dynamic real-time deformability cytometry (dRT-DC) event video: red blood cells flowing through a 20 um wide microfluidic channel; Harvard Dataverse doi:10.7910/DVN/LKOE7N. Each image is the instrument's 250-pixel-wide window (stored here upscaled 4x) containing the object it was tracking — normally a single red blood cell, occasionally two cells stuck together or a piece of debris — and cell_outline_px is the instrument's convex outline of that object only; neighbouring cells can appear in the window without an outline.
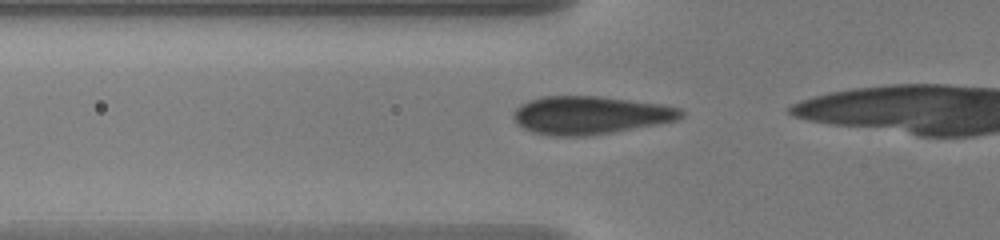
{"species": "human", "species_latin": "Homo sapiens", "temperature_condition": "warm", "stored_images_in_passage": 11, "camera_frame_rate_fps": 3000, "um_per_image_px": 0.085, "donor": {"sex": "male"}, "frame": {"image": 1, "passage_image": 5, "time_ms": 1.333, "image_size_px": [1000, 240], "cell_outline_px": [[684, 116], [676, 120], [656, 124], [612, 132], [584, 136], [556, 136], [532, 132], [516, 124], [512, 116], [512, 112], [520, 104], [528, 100], [540, 96], [600, 96], [664, 104], [680, 108], [684, 112]], "centroid_in_image_um": [50.13, 9.77], "position_along_channel_um": 75.7, "area_um2": 37.34}}
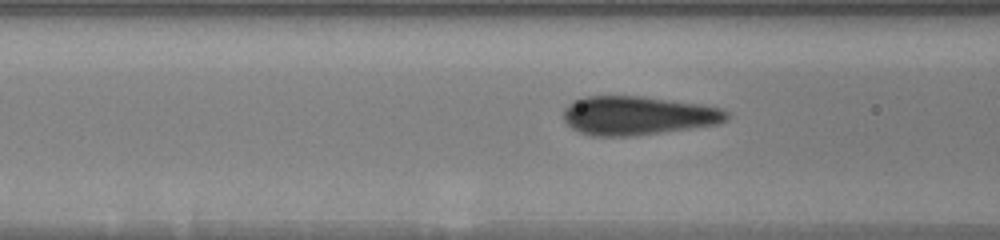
{"frame": {"image": 2, "passage_image": 8, "time_ms": 2.333, "image_size_px": [1000, 240], "cell_outline_px": [[732, 112], [728, 120], [720, 124], [636, 136], [592, 136], [580, 132], [572, 128], [564, 120], [564, 108], [572, 100], [584, 96], [644, 96], [704, 104], [720, 108]], "centroid_in_image_um": [54.27, 9.82], "position_along_channel_um": 112.3, "area_um2": 37.57}}